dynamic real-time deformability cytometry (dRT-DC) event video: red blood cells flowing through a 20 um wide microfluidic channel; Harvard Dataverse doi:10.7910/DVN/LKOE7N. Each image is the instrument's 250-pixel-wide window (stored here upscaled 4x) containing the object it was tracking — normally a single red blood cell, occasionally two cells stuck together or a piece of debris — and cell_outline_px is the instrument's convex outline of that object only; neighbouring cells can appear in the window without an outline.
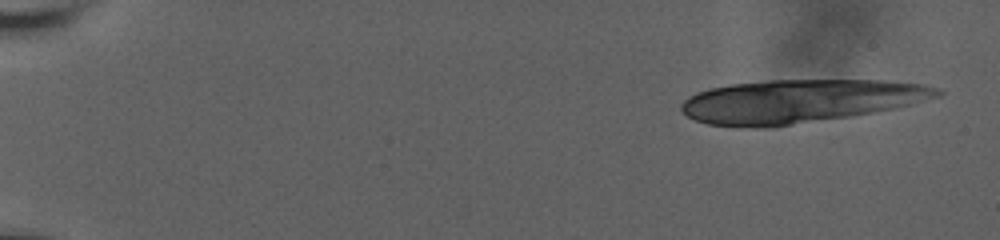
{"species": "human", "species_latin": "Homo sapiens", "temperature_condition": "room temperature", "stored_images_in_passage": 11, "camera_frame_rate_fps": 3000, "um_per_image_px": 0.085, "donor": {"sex": "male"}, "frame": {"image": 1, "passage_image": 1, "time_ms": 0.0, "image_size_px": [1000, 240], "cell_outline_px": [[944, 92], [940, 96], [912, 104], [896, 108], [848, 116], [772, 128], [740, 128], [708, 124], [696, 120], [688, 116], [680, 108], [680, 104], [688, 96], [696, 92], [708, 88], [732, 84], [768, 80], [880, 80], [924, 84], [940, 88]], "centroid_in_image_um": [67.96, 8.6], "position_along_channel_um": 17.0, "area_um2": 65.03}}
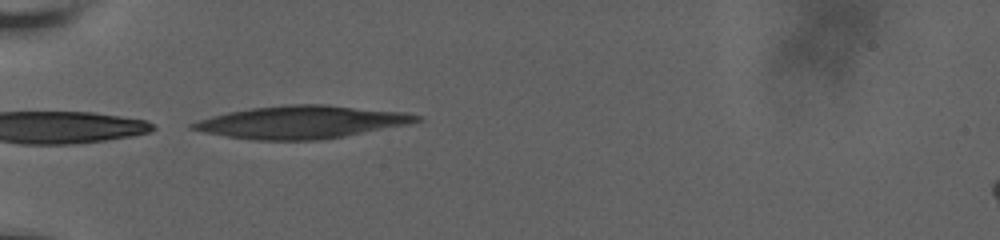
{"frame": {"image": 2, "passage_image": 7, "time_ms": 5.667, "image_size_px": [1000, 240], "cell_outline_px": [[424, 120], [408, 124], [344, 136], [320, 140], [256, 140], [228, 136], [204, 132], [188, 128], [188, 124], [212, 116], [228, 112], [252, 108], [288, 104], [328, 104], [404, 112], [420, 116]], "centroid_in_image_um": [25.64, 10.37], "position_along_channel_um": 59.4, "area_um2": 42.48}}
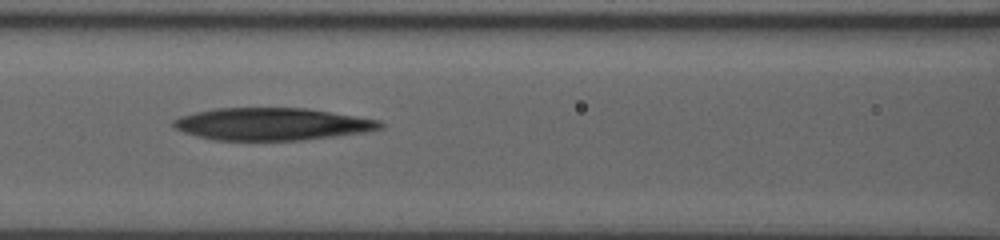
{"frame": {"image": 3, "passage_image": 10, "time_ms": 8.333, "image_size_px": [1000, 240], "cell_outline_px": [[384, 128], [368, 132], [300, 140], [212, 140], [196, 136], [184, 132], [176, 128], [172, 124], [172, 120], [180, 116], [196, 112], [216, 108], [308, 108], [380, 120], [384, 124]], "centroid_in_image_um": [23.14, 10.54], "position_along_channel_um": 143.5, "area_um2": 39.07}}